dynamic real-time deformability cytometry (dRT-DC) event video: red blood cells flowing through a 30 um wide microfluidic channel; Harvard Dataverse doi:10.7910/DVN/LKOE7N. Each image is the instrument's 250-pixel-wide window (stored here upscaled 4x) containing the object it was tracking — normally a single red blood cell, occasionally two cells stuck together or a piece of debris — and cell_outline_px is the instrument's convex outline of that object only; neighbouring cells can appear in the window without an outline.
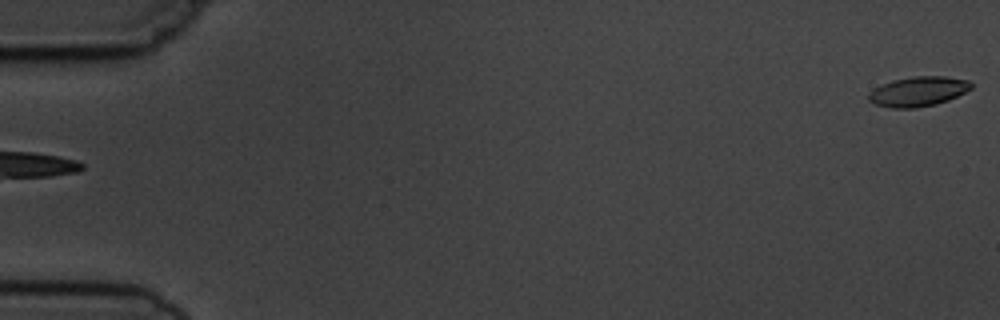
{"species": "common noctule bat (a hibernating species)", "species_latin": "Nyctalus noctula", "temperature_condition": "cold", "stored_images_in_passage": 6, "camera_frame_rate_fps": 3000, "um_per_image_px": 0.085, "animal": {"sex": "male", "body_mass_g": 19.5, "forearm_length_mm": 54.6}, "frame": {"image": 1, "passage_image": 6, "time_ms": 5.667, "image_size_px": [1000, 320], "cell_outline_px": [[972, 88], [948, 100], [936, 104], [916, 108], [892, 108], [876, 104], [868, 100], [868, 92], [892, 80], [912, 76], [944, 76], [968, 80], [972, 84]], "centroid_in_image_um": [78.04, 7.77], "position_along_channel_um": 7.0, "area_um2": 17.69}}